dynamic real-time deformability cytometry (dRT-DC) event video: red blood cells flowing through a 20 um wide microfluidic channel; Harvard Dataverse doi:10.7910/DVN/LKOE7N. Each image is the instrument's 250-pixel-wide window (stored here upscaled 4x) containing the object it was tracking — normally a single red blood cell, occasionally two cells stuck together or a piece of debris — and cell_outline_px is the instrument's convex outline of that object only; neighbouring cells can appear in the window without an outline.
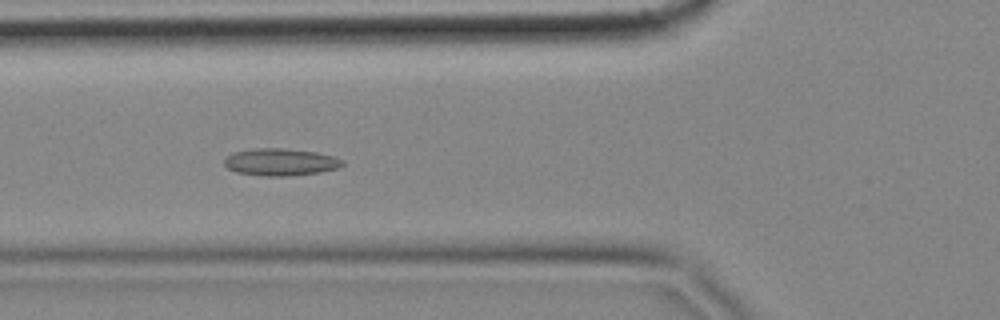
{"species": "common noctule bat (a hibernating species)", "species_latin": "Nyctalus noctula", "temperature_condition": "cold", "stored_images_in_passage": 58, "camera_frame_rate_fps": 3000, "um_per_image_px": 0.085, "animal": {"sex": "female", "body_mass_g": 18.4}, "frame": {"image": 1, "passage_image": 21, "time_ms": 6.667, "image_size_px": [1000, 320], "cell_outline_px": [[344, 164], [336, 168], [320, 172], [288, 176], [264, 176], [236, 172], [228, 168], [224, 164], [224, 160], [232, 152], [256, 148], [280, 148], [316, 152], [332, 156], [344, 160]], "centroid_in_image_um": [23.82, 13.77], "position_along_channel_um": 102.0, "area_um2": 18.61}}
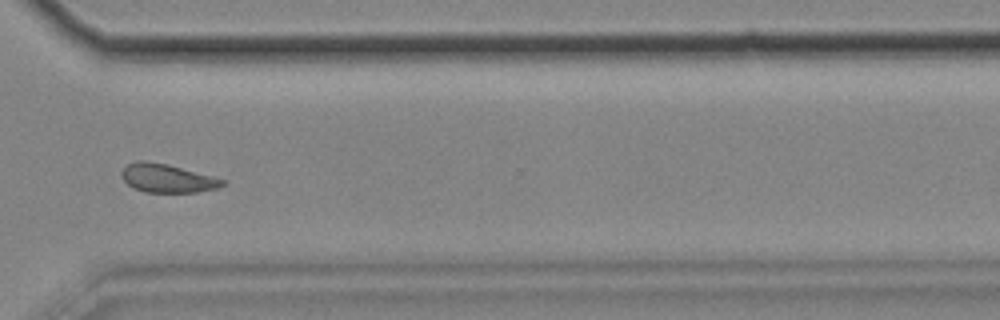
{"frame": {"image": 2, "passage_image": 43, "time_ms": 14.0, "image_size_px": [1000, 320], "cell_outline_px": [[228, 180], [224, 184], [216, 188], [196, 192], [144, 192], [132, 188], [120, 176], [120, 172], [128, 164], [136, 160], [144, 160], [164, 164]], "centroid_in_image_um": [14.17, 15.16], "position_along_channel_um": 356.4, "area_um2": 16.59}}
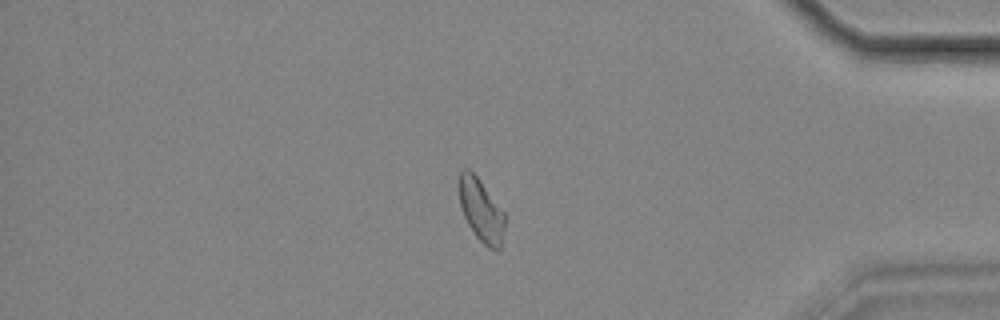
{"frame": {"image": 3, "passage_image": 49, "time_ms": 16.0, "image_size_px": [1000, 320], "cell_outline_px": [[504, 228], [500, 248], [496, 252], [488, 248], [476, 236], [468, 224], [464, 216], [460, 204], [460, 172], [464, 168], [468, 168], [480, 180], [504, 212]], "centroid_in_image_um": [40.91, 17.9], "position_along_channel_um": 394.3, "area_um2": 16.42}, "authors_computed_cell_mechanics": {"area_um2": 17.5712, "velocity_mm_per_s": 3.4643, "shape_relaxation_time_tau1_ms": null, "shape_relaxation_time_tau2_ms": 4.1562, "deformation_change_tau1": null, "deformation_change_tau2": 0.0871}}